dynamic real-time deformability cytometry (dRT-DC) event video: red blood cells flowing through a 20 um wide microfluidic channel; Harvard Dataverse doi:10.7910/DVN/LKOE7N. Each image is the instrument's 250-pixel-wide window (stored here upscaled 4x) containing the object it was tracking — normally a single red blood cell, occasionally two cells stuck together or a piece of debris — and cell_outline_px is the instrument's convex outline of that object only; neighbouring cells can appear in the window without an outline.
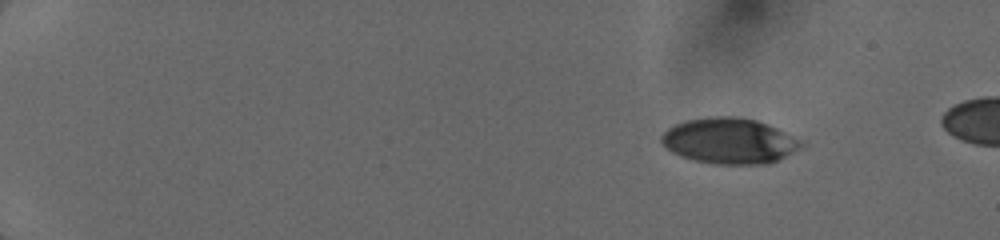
{"species": "human", "species_latin": "Homo sapiens", "temperature_condition": "cold", "stored_images_in_passage": 30, "camera_frame_rate_fps": 3000, "um_per_image_px": 0.085, "donor": {"sex": "female"}, "frame": {"image": 1, "passage_image": 1, "time_ms": 0.0, "image_size_px": [1000, 240], "cell_outline_px": [[808, 144], [804, 148], [768, 164], [712, 164], [692, 160], [680, 156], [672, 152], [660, 140], [660, 136], [668, 128], [676, 124], [688, 120], [708, 116], [740, 116], [756, 120], [768, 124]], "centroid_in_image_um": [62.03, 11.98], "position_along_channel_um": 23.0, "area_um2": 37.51}}
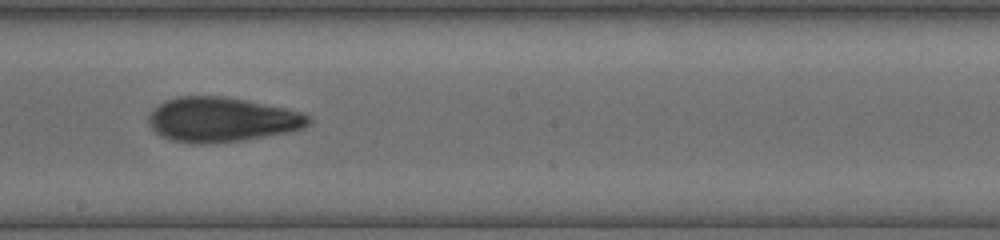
{"frame": {"image": 2, "passage_image": 17, "time_ms": 8.333, "image_size_px": [1000, 240], "cell_outline_px": [[312, 124], [304, 128], [288, 132], [244, 140], [200, 144], [172, 140], [160, 136], [148, 124], [148, 116], [164, 100], [180, 96], [224, 96], [248, 100], [304, 112], [312, 116]], "centroid_in_image_um": [18.91, 10.16], "position_along_channel_um": 229.3, "area_um2": 41.85}}
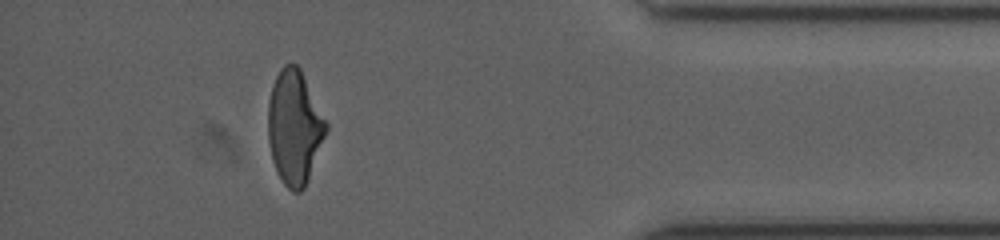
{"frame": {"image": 3, "passage_image": 27, "time_ms": 13.333, "image_size_px": [1000, 240], "cell_outline_px": [[328, 128], [308, 180], [304, 188], [300, 192], [292, 192], [284, 184], [276, 172], [272, 160], [268, 140], [268, 100], [272, 84], [280, 68], [284, 64], [296, 64], [300, 68], [328, 124]], "centroid_in_image_um": [25.01, 10.82], "position_along_channel_um": 410.2, "area_um2": 38.61}}